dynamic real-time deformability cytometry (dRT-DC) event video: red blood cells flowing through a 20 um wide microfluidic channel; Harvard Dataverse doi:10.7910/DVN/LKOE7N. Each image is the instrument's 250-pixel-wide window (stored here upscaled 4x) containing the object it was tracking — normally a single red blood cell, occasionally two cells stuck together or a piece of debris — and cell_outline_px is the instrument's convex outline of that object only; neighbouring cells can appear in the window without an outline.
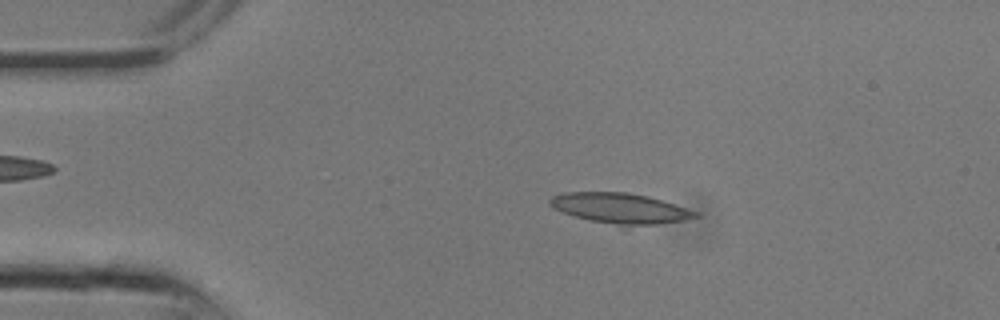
{"species": "common noctule bat (a hibernating species)", "species_latin": "Nyctalus noctula", "temperature_condition": "room temperature", "stored_images_in_passage": 10, "camera_frame_rate_fps": 3000, "um_per_image_px": 0.085, "animal": {"sex": "male", "body_mass_g": 13.3}, "frame": {"image": 1, "passage_image": 4, "time_ms": 1.0, "image_size_px": [1000, 320], "cell_outline_px": [[700, 216], [684, 220], [656, 224], [616, 224], [592, 220], [576, 216], [552, 208], [548, 204], [548, 200], [552, 196], [564, 192], [628, 192], [648, 196], [700, 212]], "centroid_in_image_um": [52.71, 17.67], "position_along_channel_um": 32.3, "area_um2": 25.26}}
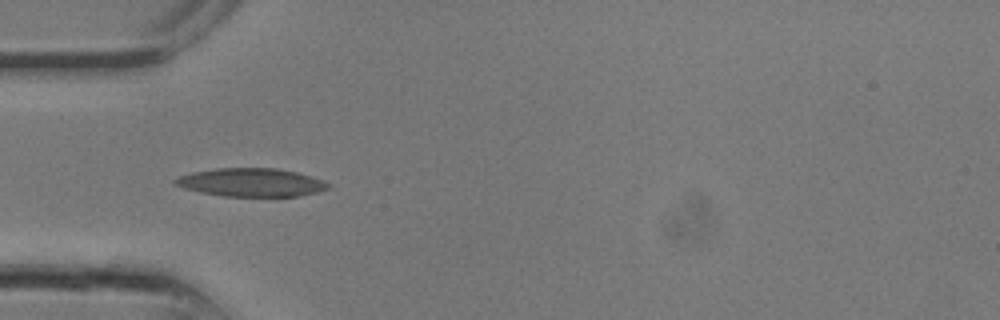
{"frame": {"image": 2, "passage_image": 7, "time_ms": 2.0, "image_size_px": [1000, 320], "cell_outline_px": [[332, 184], [328, 188], [316, 192], [300, 196], [224, 196], [200, 192], [184, 188], [176, 184], [172, 180], [180, 176], [192, 172], [216, 168], [276, 168], [296, 172], [312, 176]], "centroid_in_image_um": [21.37, 15.5], "position_along_channel_um": 63.6, "area_um2": 25.14}}
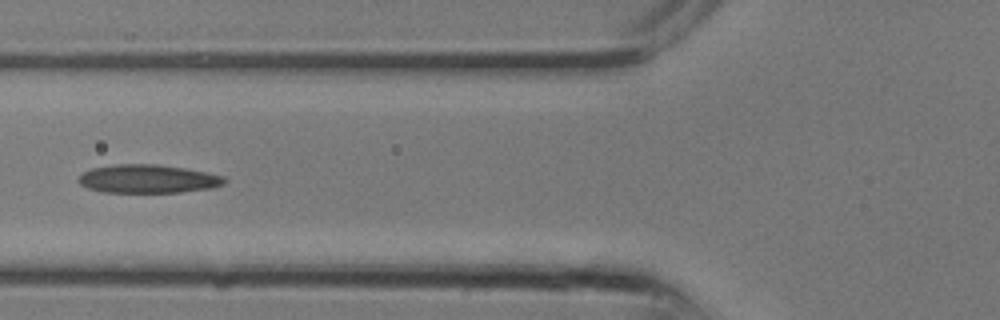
{"frame": {"image": 3, "passage_image": 9, "time_ms": 2.667, "image_size_px": [1000, 320], "cell_outline_px": [[228, 180], [224, 184], [212, 188], [180, 192], [104, 192], [88, 188], [80, 184], [76, 180], [84, 172], [92, 168], [116, 164], [156, 164], [184, 168], [224, 176]], "centroid_in_image_um": [12.58, 15.2], "position_along_channel_um": 113.2, "area_um2": 24.1}}